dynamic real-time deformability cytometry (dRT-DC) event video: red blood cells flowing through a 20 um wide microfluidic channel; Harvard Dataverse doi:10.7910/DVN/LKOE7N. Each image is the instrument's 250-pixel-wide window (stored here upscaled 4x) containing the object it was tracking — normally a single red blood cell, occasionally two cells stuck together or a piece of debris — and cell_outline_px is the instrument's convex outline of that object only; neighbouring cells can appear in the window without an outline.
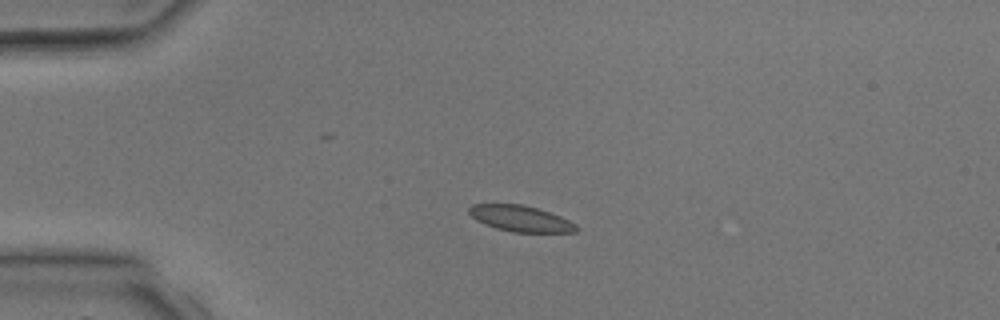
{"species": "common noctule bat (a hibernating species)", "species_latin": "Nyctalus noctula", "temperature_condition": "room temperature", "stored_images_in_passage": 3, "camera_frame_rate_fps": 3000, "um_per_image_px": 0.085, "animal": {"sex": "male", "body_mass_g": 17.9, "forearm_length_mm": 54.2}, "frame": {"image": 1, "passage_image": 2, "time_ms": 2.333, "image_size_px": [1000, 320], "cell_outline_px": [[580, 228], [576, 232], [512, 232], [496, 228], [484, 224], [476, 220], [468, 212], [468, 208], [472, 204], [520, 204], [536, 208], [560, 216], [576, 224]], "centroid_in_image_um": [44.24, 18.58], "position_along_channel_um": 40.8, "area_um2": 16.18}}
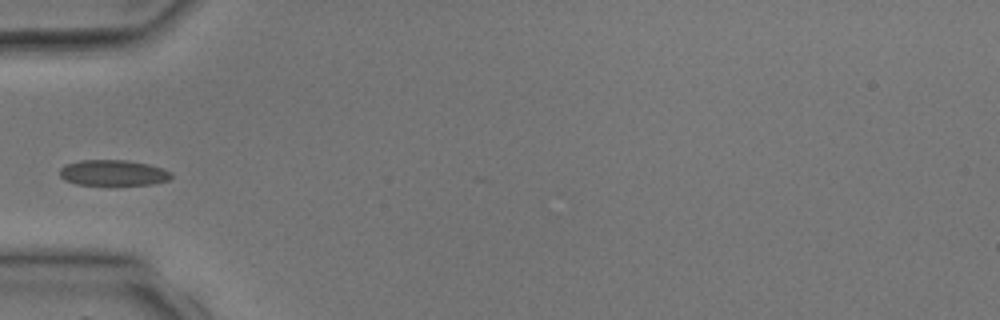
{"frame": {"image": 2, "passage_image": 3, "time_ms": 3.667, "image_size_px": [1000, 320], "cell_outline_px": [[172, 176], [168, 180], [152, 184], [76, 184], [64, 180], [60, 176], [60, 168], [64, 164], [80, 160], [128, 160], [148, 164], [164, 168], [172, 172]], "centroid_in_image_um": [9.61, 14.67], "position_along_channel_um": 75.4, "area_um2": 16.7}}